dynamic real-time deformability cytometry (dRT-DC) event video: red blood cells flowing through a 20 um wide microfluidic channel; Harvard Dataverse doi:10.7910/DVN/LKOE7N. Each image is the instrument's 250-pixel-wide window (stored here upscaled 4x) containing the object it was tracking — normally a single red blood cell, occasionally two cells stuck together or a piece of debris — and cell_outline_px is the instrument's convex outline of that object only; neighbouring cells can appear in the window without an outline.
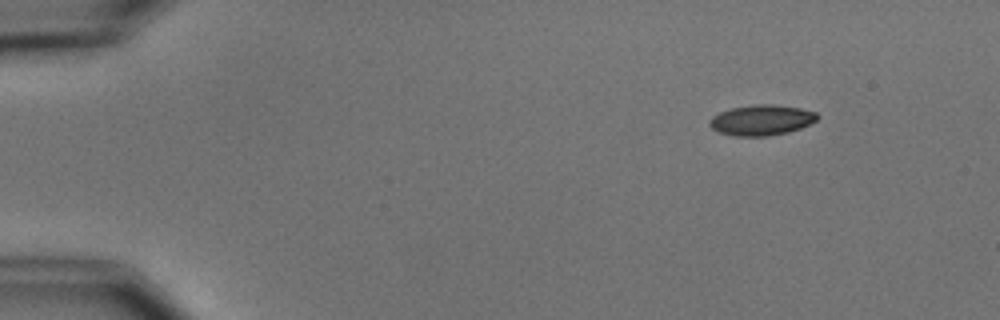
{"species": "common noctule bat (a hibernating species)", "species_latin": "Nyctalus noctula", "temperature_condition": "cold", "stored_images_in_passage": 5, "camera_frame_rate_fps": 3000, "um_per_image_px": 0.085, "animal": {"sex": "male", "body_mass_g": 15.6}, "frame": {"image": 1, "passage_image": 1, "time_ms": 0.0, "image_size_px": [1000, 320], "cell_outline_px": [[820, 116], [816, 120], [800, 128], [788, 132], [764, 136], [732, 136], [720, 132], [712, 128], [708, 124], [708, 120], [712, 116], [720, 112], [732, 108], [756, 104], [772, 104], [800, 108], [816, 112]], "centroid_in_image_um": [64.71, 10.2], "position_along_channel_um": 20.3, "area_um2": 19.07}}
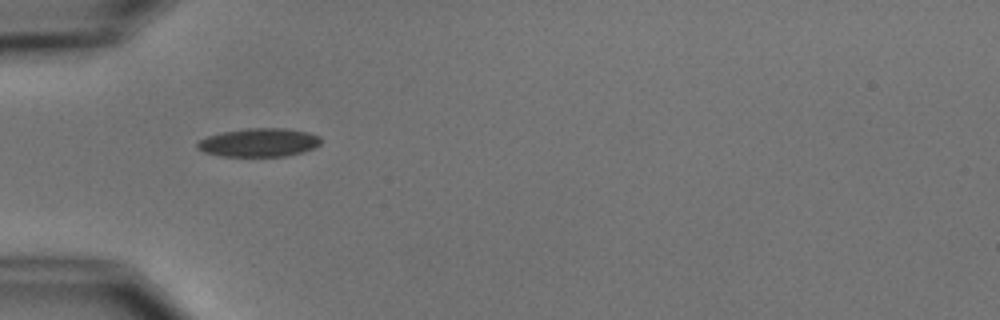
{"frame": {"image": 2, "passage_image": 4, "time_ms": 3.667, "image_size_px": [1000, 320], "cell_outline_px": [[320, 144], [312, 148], [300, 152], [284, 156], [220, 156], [204, 152], [196, 148], [196, 144], [200, 140], [208, 136], [224, 132], [248, 128], [284, 128], [308, 132], [320, 136]], "centroid_in_image_um": [21.99, 12.11], "position_along_channel_um": 63.0, "area_um2": 20.29}}